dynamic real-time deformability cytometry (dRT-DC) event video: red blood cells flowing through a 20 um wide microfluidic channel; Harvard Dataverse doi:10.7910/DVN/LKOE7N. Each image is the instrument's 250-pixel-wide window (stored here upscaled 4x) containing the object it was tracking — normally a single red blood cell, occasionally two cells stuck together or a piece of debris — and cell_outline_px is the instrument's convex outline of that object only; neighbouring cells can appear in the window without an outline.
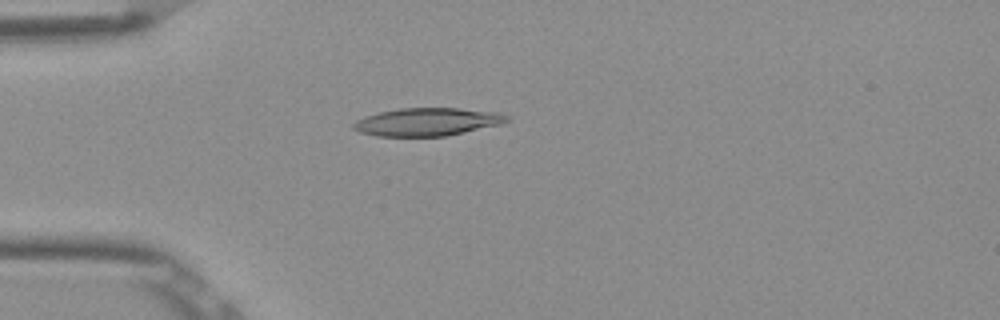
{"species": "Egyptian fruit bat (a non-hibernating species)", "species_latin": "Rousettus aegyptiacus", "temperature_condition": "room temperature", "stored_images_in_passage": 52, "camera_frame_rate_fps": 3000, "um_per_image_px": 0.085, "frame": {"image": 1, "passage_image": 14, "time_ms": 4.333, "image_size_px": [1000, 320], "cell_outline_px": [[508, 120], [500, 124], [444, 136], [376, 136], [360, 132], [352, 128], [352, 124], [356, 120], [364, 116], [380, 112], [400, 108], [460, 108], [500, 112], [508, 116]], "centroid_in_image_um": [36.28, 10.35], "position_along_channel_um": 48.7, "area_um2": 24.85}}
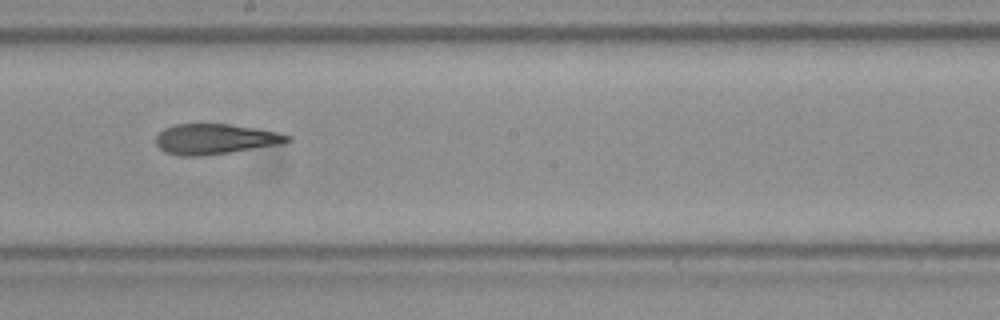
{"frame": {"image": 2, "passage_image": 29, "time_ms": 9.333, "image_size_px": [1000, 320], "cell_outline_px": [[292, 140], [280, 144], [232, 152], [200, 156], [180, 156], [164, 152], [156, 144], [156, 136], [164, 128], [176, 124], [228, 124], [256, 128], [276, 132], [292, 136]], "centroid_in_image_um": [18.28, 11.82], "position_along_channel_um": 229.9, "area_um2": 23.24}}
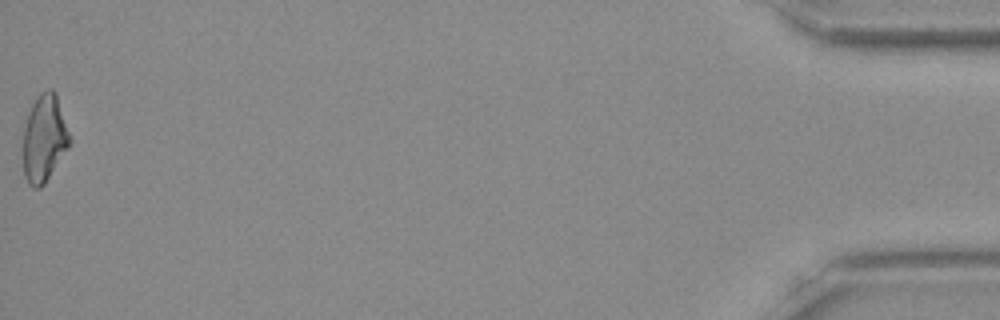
{"frame": {"image": 3, "passage_image": 52, "time_ms": 17.0, "image_size_px": [1000, 320], "cell_outline_px": [[72, 140], [68, 148], [44, 184], [40, 188], [32, 188], [28, 184], [24, 176], [24, 128], [28, 112], [32, 104], [40, 92], [48, 88], [52, 88], [56, 92]], "centroid_in_image_um": [3.78, 11.74], "position_along_channel_um": 431.4, "area_um2": 23.76}, "authors_computed_cell_mechanics": {"area_um2": 23.8425, "velocity_mm_per_s": 3.8998, "shape_relaxation_time_tau1_ms": null, "shape_relaxation_time_tau2_ms": 3.2148, "deformation_change_tau1": null, "deformation_change_tau2": 0.1288}}